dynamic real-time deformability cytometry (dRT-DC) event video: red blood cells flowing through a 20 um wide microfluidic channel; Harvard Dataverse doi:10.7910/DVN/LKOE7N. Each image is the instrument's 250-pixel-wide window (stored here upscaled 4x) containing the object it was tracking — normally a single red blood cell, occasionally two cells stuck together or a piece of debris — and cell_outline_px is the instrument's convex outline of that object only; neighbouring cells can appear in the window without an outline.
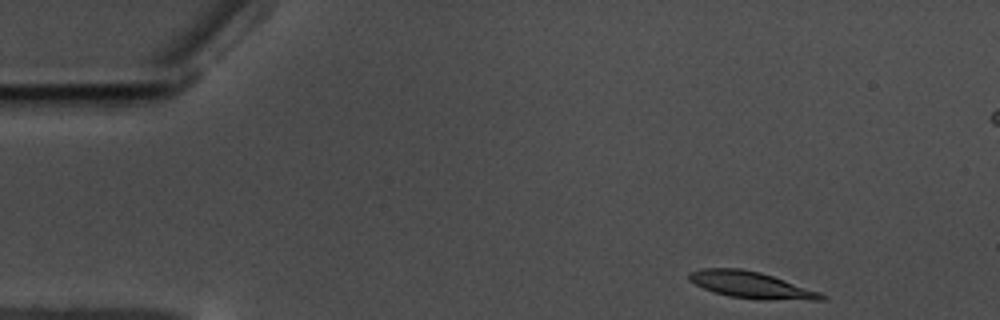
{"species": "common noctule bat (a hibernating species)", "species_latin": "Nyctalus noctula", "temperature_condition": "warm", "stored_images_in_passage": 44, "camera_frame_rate_fps": 3000, "um_per_image_px": 0.085, "animal": {"sex": "male", "body_mass_g": 17.5, "forearm_length_mm": 52.3}, "frame": {"image": 1, "passage_image": 1, "time_ms": 0.0, "image_size_px": [1000, 320], "cell_outline_px": [[828, 300], [812, 300], [728, 296], [704, 288], [688, 280], [688, 272], [700, 268], [740, 268], [760, 272], [820, 292], [828, 296]], "centroid_in_image_um": [63.81, 24.18], "position_along_channel_um": 21.2, "area_um2": 19.88}}
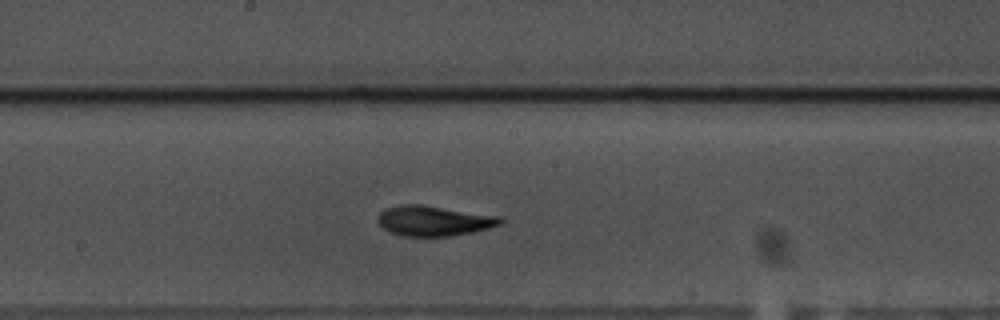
{"frame": {"image": 2, "passage_image": 25, "time_ms": 8.0, "image_size_px": [1000, 320], "cell_outline_px": [[504, 220], [500, 224], [488, 228], [472, 232], [452, 236], [404, 236], [392, 232], [384, 228], [376, 220], [380, 212], [384, 208], [400, 204], [420, 204], [500, 216]], "centroid_in_image_um": [36.86, 18.76], "position_along_channel_um": 211.3, "area_um2": 21.5}}
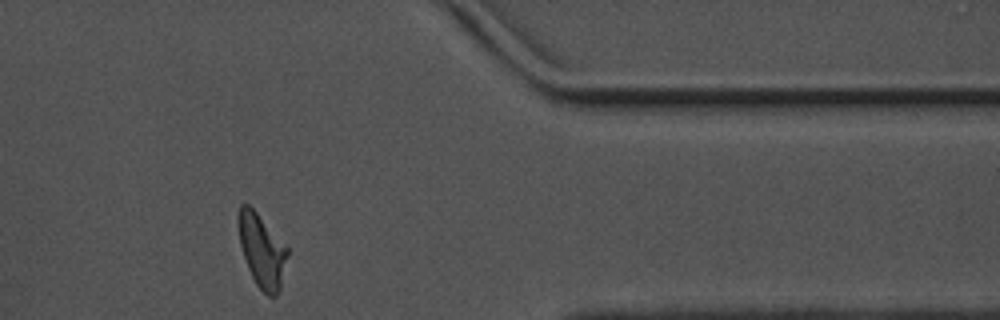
{"frame": {"image": 3, "passage_image": 42, "time_ms": 13.667, "image_size_px": [1000, 320], "cell_outline_px": [[288, 256], [280, 292], [276, 296], [268, 296], [256, 284], [248, 268], [240, 244], [236, 220], [236, 216], [240, 204], [248, 204], [256, 212], [288, 248]], "centroid_in_image_um": [22.25, 21.3], "position_along_channel_um": 389.2, "area_um2": 20.98}, "authors_computed_cell_mechanics": {"area_um2": 20.4034, "velocity_mm_per_s": 3.4865, "shape_relaxation_time_tau1_ms": 3.377, "shape_relaxation_time_tau2_ms": 1.7718, "deformation_change_tau1": 0.1638, "deformation_change_tau2": 0.0692}}